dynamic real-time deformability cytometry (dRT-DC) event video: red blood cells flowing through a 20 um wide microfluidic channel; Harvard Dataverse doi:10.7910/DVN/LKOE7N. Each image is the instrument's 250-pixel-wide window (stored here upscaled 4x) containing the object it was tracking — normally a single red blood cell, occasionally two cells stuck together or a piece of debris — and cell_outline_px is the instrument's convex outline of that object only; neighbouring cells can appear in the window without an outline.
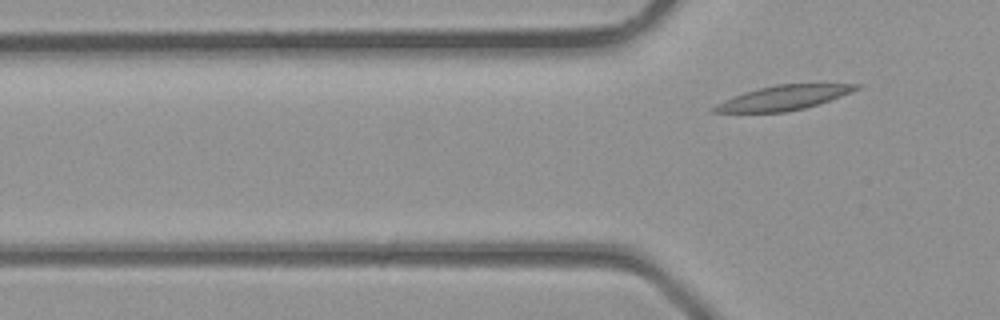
{"species": "common noctule bat (a hibernating species)", "species_latin": "Nyctalus noctula", "temperature_condition": "room temperature", "stored_images_in_passage": 4, "camera_frame_rate_fps": 3000, "um_per_image_px": 0.085, "animal": {"sex": "male", "body_mass_g": 23.1, "forearm_length_mm": 52.7}, "frame": {"image": 1, "passage_image": 4, "time_ms": 1.0, "image_size_px": [1000, 320], "cell_outline_px": [[860, 88], [840, 96], [804, 108], [784, 112], [712, 112], [712, 108], [716, 104], [724, 100], [744, 92], [776, 84], [860, 84]], "centroid_in_image_um": [66.56, 8.31], "position_along_channel_um": 59.2, "area_um2": 19.83}}